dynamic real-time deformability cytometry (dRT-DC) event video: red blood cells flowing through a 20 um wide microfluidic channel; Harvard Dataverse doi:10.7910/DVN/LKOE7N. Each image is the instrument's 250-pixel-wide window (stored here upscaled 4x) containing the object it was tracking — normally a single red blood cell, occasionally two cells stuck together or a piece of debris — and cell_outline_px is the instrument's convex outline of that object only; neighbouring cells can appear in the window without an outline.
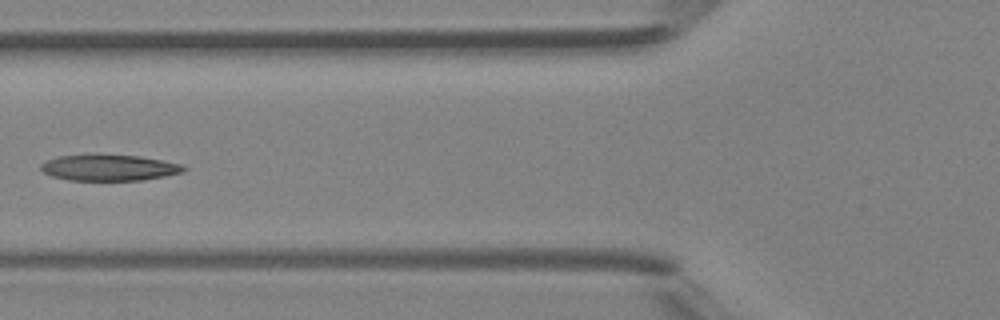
{"species": "Egyptian fruit bat (a non-hibernating species)", "species_latin": "Rousettus aegyptiacus", "temperature_condition": "room temperature", "stored_images_in_passage": 4, "camera_frame_rate_fps": 3000, "um_per_image_px": 0.085, "animal": {"sex": "female"}, "frame": {"image": 1, "passage_image": 4, "time_ms": 3.333, "image_size_px": [1000, 320], "cell_outline_px": [[188, 168], [184, 172], [164, 176], [140, 180], [68, 180], [52, 176], [44, 172], [40, 168], [40, 164], [48, 160], [60, 156], [92, 152], [96, 152], [140, 156], [180, 164]], "centroid_in_image_um": [9.24, 14.21], "position_along_channel_um": 116.6, "area_um2": 22.25}}